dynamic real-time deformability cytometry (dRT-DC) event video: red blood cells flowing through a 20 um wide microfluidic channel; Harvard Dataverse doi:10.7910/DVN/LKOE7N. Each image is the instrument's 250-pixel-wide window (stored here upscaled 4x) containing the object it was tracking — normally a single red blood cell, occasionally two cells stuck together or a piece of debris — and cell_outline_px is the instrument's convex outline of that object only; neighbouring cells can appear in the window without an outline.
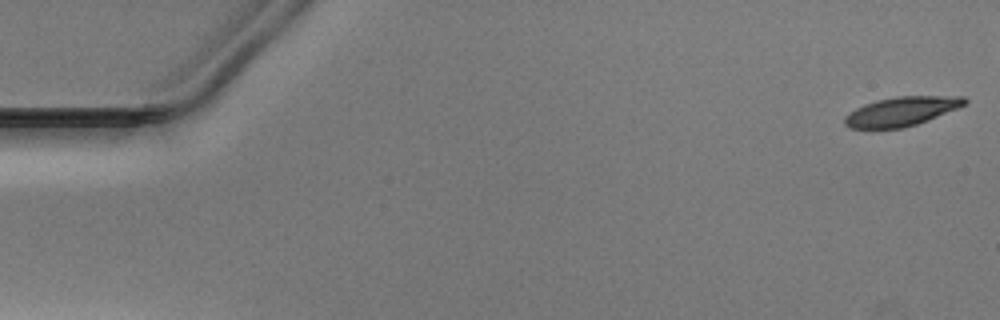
{"species": "Egyptian fruit bat (a non-hibernating species)", "species_latin": "Rousettus aegyptiacus", "temperature_condition": "warm", "stored_images_in_passage": 52, "camera_frame_rate_fps": 3000, "um_per_image_px": 0.085, "animal": {"sex": "male"}, "frame": {"image": 1, "passage_image": 1, "time_ms": 0.0, "image_size_px": [1000, 320], "cell_outline_px": [[968, 100], [960, 108], [928, 120], [904, 128], [848, 128], [844, 124], [844, 116], [856, 108], [864, 104], [876, 100], [896, 96], [964, 96]], "centroid_in_image_um": [76.64, 9.46], "position_along_channel_um": 8.4, "area_um2": 20.46}}
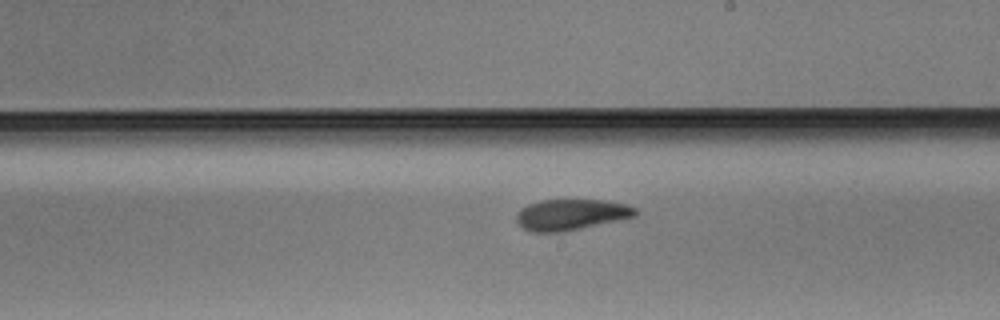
{"frame": {"image": 2, "passage_image": 30, "time_ms": 9.667, "image_size_px": [1000, 320], "cell_outline_px": [[640, 212], [636, 216], [580, 228], [560, 232], [532, 232], [524, 228], [516, 220], [516, 216], [520, 208], [528, 204], [540, 200], [604, 200], [624, 204], [636, 208]], "centroid_in_image_um": [48.53, 18.23], "position_along_channel_um": 240.5, "area_um2": 21.27}}
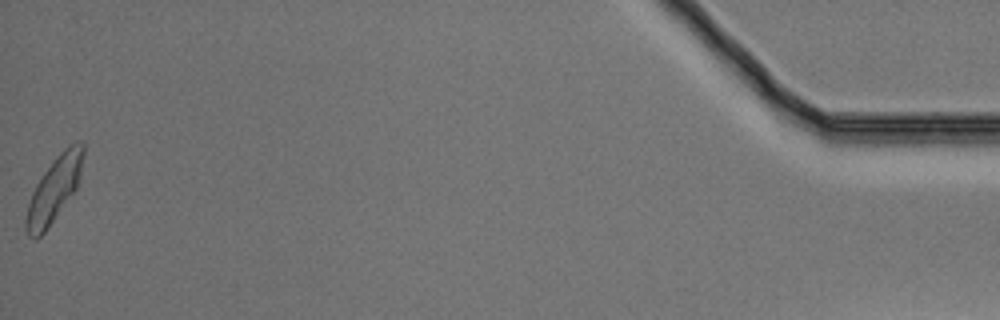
{"frame": {"image": 3, "passage_image": 52, "time_ms": 17.0, "image_size_px": [1000, 320], "cell_outline_px": [[84, 156], [80, 176], [76, 188], [48, 228], [36, 240], [32, 240], [28, 236], [24, 228], [24, 220], [28, 204], [32, 192], [36, 184], [44, 172], [56, 156], [64, 148], [76, 140], [84, 140]], "centroid_in_image_um": [4.59, 16.1], "position_along_channel_um": 430.6, "area_um2": 21.79}}